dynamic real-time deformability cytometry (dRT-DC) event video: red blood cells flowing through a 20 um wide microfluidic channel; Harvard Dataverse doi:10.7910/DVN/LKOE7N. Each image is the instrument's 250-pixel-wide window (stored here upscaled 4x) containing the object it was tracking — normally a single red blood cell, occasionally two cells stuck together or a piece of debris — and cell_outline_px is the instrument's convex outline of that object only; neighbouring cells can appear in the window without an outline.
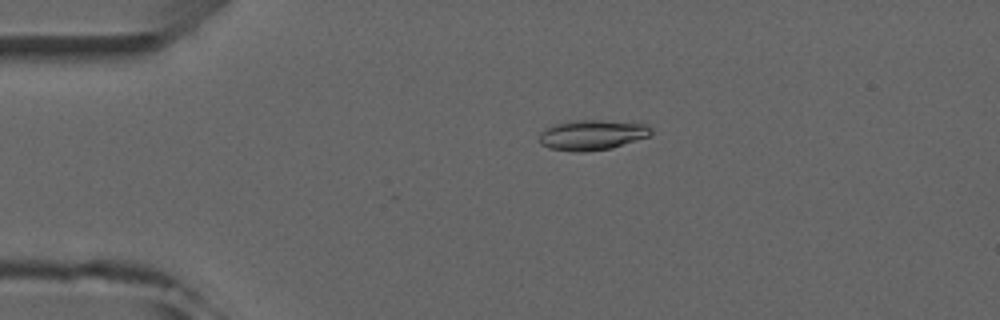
{"species": "common noctule bat (a hibernating species)", "species_latin": "Nyctalus noctula", "temperature_condition": "room temperature", "stored_images_in_passage": 5, "camera_frame_rate_fps": 3000, "um_per_image_px": 0.085, "animal": {"sex": "male", "forearm_length_mm": 52.5}, "frame": {"image": 1, "passage_image": 4, "time_ms": 3.333, "image_size_px": [1000, 320], "cell_outline_px": [[652, 132], [648, 136], [612, 148], [584, 152], [572, 152], [548, 148], [540, 144], [540, 132], [544, 128], [556, 124], [572, 120], [600, 120], [644, 124], [652, 128]], "centroid_in_image_um": [50.28, 11.48], "position_along_channel_um": 34.7, "area_um2": 19.65}}